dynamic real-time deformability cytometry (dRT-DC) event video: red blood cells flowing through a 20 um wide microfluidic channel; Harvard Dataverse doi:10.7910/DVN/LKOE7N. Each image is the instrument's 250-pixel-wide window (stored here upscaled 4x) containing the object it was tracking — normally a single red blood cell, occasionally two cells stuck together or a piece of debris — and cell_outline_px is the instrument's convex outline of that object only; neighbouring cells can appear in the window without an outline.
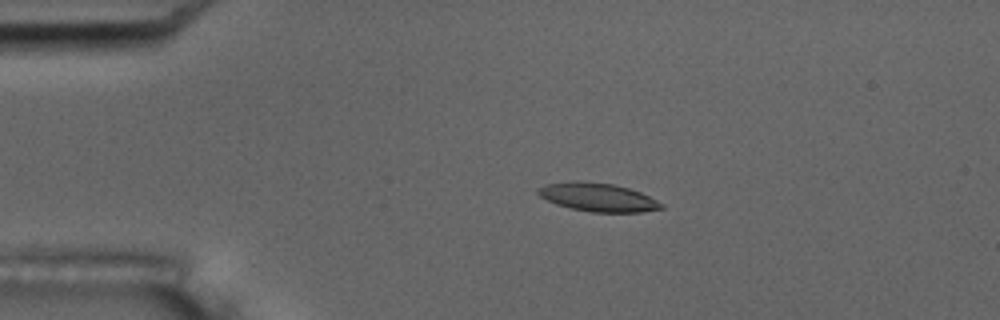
{"species": "common noctule bat (a hibernating species)", "species_latin": "Nyctalus noctula", "temperature_condition": "room temperature", "stored_images_in_passage": 5, "camera_frame_rate_fps": 3000, "um_per_image_px": 0.085, "animal": {"sex": "male", "body_mass_g": 17.5, "forearm_length_mm": 52.3}, "frame": {"image": 1, "passage_image": 4, "time_ms": 3.667, "image_size_px": [1000, 320], "cell_outline_px": [[664, 208], [640, 212], [592, 212], [572, 208], [556, 204], [540, 196], [536, 192], [536, 188], [544, 184], [576, 180], [580, 180], [612, 184], [628, 188], [640, 192], [664, 204]], "centroid_in_image_um": [50.79, 16.75], "position_along_channel_um": 34.2, "area_um2": 20.4}}